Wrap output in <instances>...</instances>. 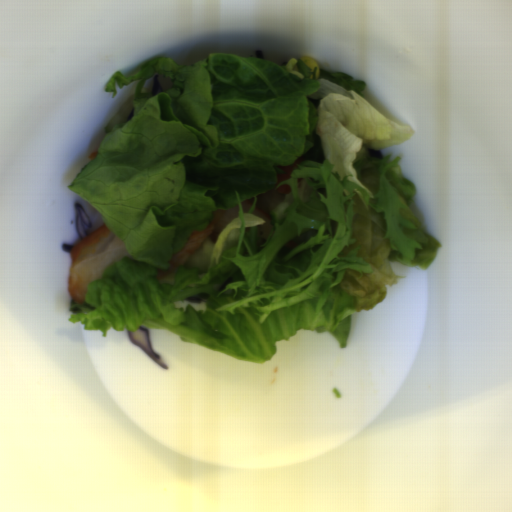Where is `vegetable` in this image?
Instances as JSON below:
<instances>
[{"mask_svg": "<svg viewBox=\"0 0 512 512\" xmlns=\"http://www.w3.org/2000/svg\"><path fill=\"white\" fill-rule=\"evenodd\" d=\"M164 91L153 97V77ZM137 82L105 125L96 157L68 186L96 209L127 257L102 270L69 319L84 331L168 329L182 342L252 363L299 331L332 333L347 347L354 313L371 310L399 279L391 265L422 271L441 242L411 205L401 171L414 128L368 102L365 81L323 70L309 57L277 65L208 53L191 65L152 57L103 91ZM301 163L276 188L279 166ZM291 186L290 194L277 188ZM254 199L248 213L241 201ZM238 206L216 243L163 280L173 254ZM269 213L260 238L251 214Z\"/></svg>", "mask_w": 512, "mask_h": 512, "instance_id": "obj_1", "label": "vegetable"}]
</instances>
